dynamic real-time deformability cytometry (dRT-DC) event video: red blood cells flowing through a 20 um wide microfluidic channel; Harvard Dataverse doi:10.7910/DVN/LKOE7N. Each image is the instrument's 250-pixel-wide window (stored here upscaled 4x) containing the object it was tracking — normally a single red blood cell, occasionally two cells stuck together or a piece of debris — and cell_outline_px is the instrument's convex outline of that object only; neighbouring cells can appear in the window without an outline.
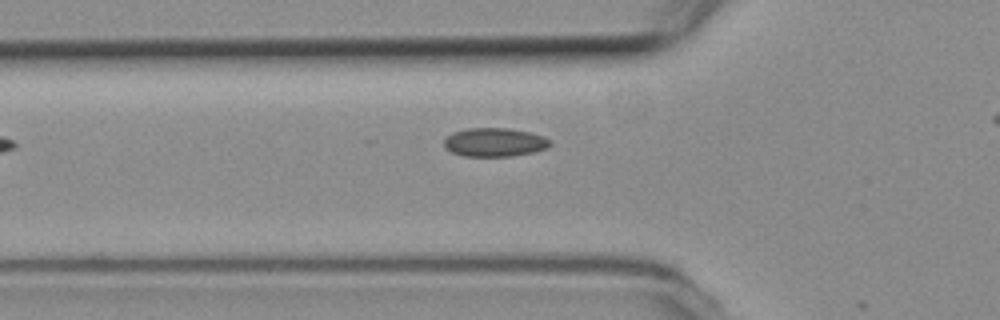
{"species": "common noctule bat (a hibernating species)", "species_latin": "Nyctalus noctula", "temperature_condition": "room temperature", "stored_images_in_passage": 4, "camera_frame_rate_fps": 3000, "um_per_image_px": 0.085, "animal": {"sex": "female", "body_mass_g": 19.3, "forearm_length_mm": 54.1}, "frame": {"image": 1, "passage_image": 2, "time_ms": 0.333, "image_size_px": [1000, 320], "cell_outline_px": [[552, 144], [548, 148], [532, 152], [512, 156], [464, 156], [452, 152], [444, 144], [444, 140], [452, 132], [468, 128], [508, 128], [528, 132], [544, 136]], "centroid_in_image_um": [42.05, 12.09], "position_along_channel_um": 83.7, "area_um2": 17.57}}